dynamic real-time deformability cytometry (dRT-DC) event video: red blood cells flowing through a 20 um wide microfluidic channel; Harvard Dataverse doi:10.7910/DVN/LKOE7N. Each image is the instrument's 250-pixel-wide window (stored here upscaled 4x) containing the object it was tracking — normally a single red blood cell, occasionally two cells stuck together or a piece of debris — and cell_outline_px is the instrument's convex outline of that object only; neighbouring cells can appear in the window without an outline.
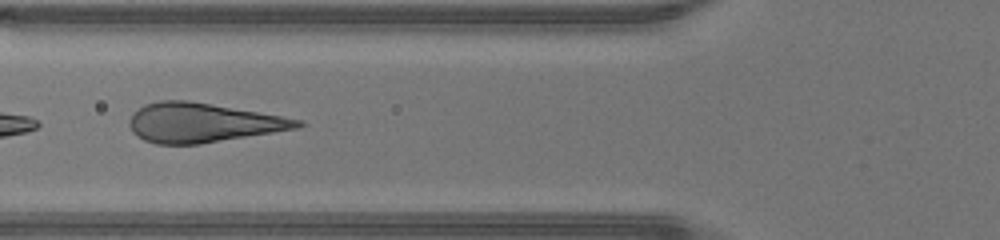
{"species": "human", "species_latin": "Homo sapiens", "temperature_condition": "warm", "stored_images_in_passage": 22, "camera_frame_rate_fps": 3000, "um_per_image_px": 0.085, "donor": {"sex": "male"}, "frame": {"image": 1, "passage_image": 17, "time_ms": 5.333, "image_size_px": [1000, 240], "cell_outline_px": [[304, 124], [300, 128], [200, 144], [156, 144], [144, 140], [136, 136], [132, 132], [128, 124], [128, 120], [132, 112], [144, 104], [160, 100], [188, 100], [304, 120]], "centroid_in_image_um": [17.17, 10.43], "position_along_channel_um": 108.6, "area_um2": 38.61}}